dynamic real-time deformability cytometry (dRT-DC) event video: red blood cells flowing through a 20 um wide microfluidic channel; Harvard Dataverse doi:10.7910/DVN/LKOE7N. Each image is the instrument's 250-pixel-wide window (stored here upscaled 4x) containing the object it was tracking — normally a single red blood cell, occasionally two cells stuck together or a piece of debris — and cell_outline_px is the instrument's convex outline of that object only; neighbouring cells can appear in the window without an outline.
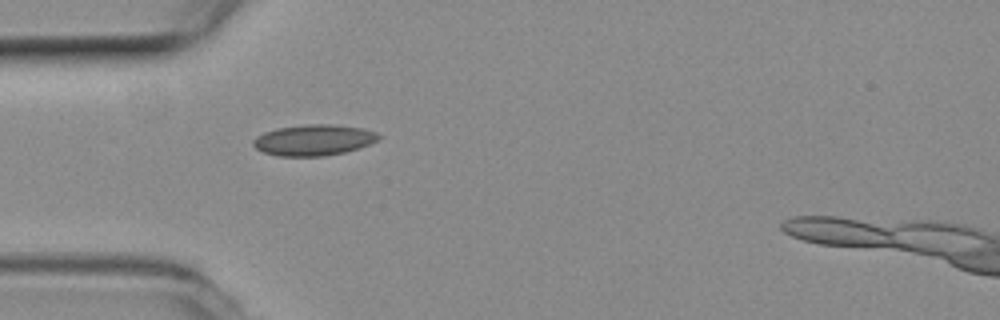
{"species": "common noctule bat (a hibernating species)", "species_latin": "Nyctalus noctula", "temperature_condition": "room temperature", "stored_images_in_passage": 38, "camera_frame_rate_fps": 3000, "um_per_image_px": 0.085, "animal": {"sex": "female", "body_mass_g": 19.3, "forearm_length_mm": 54.1}, "frame": {"image": 1, "passage_image": 1, "time_ms": 0.0, "image_size_px": [1000, 320], "cell_outline_px": [[380, 136], [376, 140], [368, 144], [344, 152], [324, 156], [280, 156], [264, 152], [256, 148], [252, 144], [252, 140], [256, 136], [264, 132], [276, 128], [308, 124], [336, 124], [364, 128], [376, 132]], "centroid_in_image_um": [26.63, 11.89], "position_along_channel_um": 58.4, "area_um2": 22.54}}
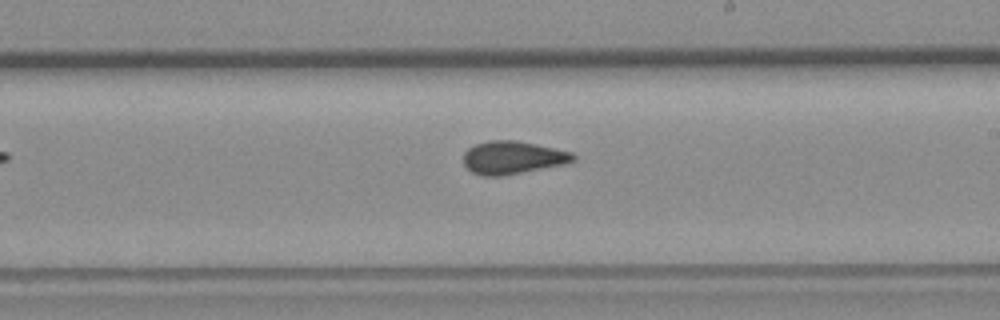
{"frame": {"image": 2, "passage_image": 16, "time_ms": 5.0, "image_size_px": [1000, 320], "cell_outline_px": [[576, 160], [568, 164], [504, 176], [484, 176], [472, 172], [464, 164], [464, 152], [468, 148], [476, 144], [492, 140], [516, 140], [572, 152], [576, 156]], "centroid_in_image_um": [43.62, 13.41], "position_along_channel_um": 245.4, "area_um2": 21.21}}
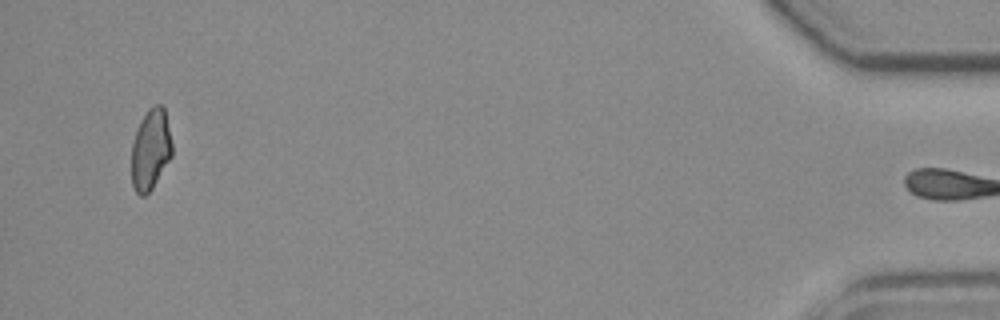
{"frame": {"image": 3, "passage_image": 37, "time_ms": 12.0, "image_size_px": [1000, 320], "cell_outline_px": [[172, 156], [152, 188], [144, 196], [140, 196], [136, 192], [132, 184], [132, 140], [136, 128], [140, 120], [148, 108], [156, 104], [160, 104], [164, 108], [172, 144]], "centroid_in_image_um": [12.79, 12.69], "position_along_channel_um": 422.4, "area_um2": 19.13}, "authors_computed_cell_mechanics": {"area_um2": 20.4034, "velocity_mm_per_s": 3.7931, "shape_relaxation_time_tau1_ms": null, "shape_relaxation_time_tau2_ms": 2.6993, "deformation_change_tau1": null, "deformation_change_tau2": 0.0584}}